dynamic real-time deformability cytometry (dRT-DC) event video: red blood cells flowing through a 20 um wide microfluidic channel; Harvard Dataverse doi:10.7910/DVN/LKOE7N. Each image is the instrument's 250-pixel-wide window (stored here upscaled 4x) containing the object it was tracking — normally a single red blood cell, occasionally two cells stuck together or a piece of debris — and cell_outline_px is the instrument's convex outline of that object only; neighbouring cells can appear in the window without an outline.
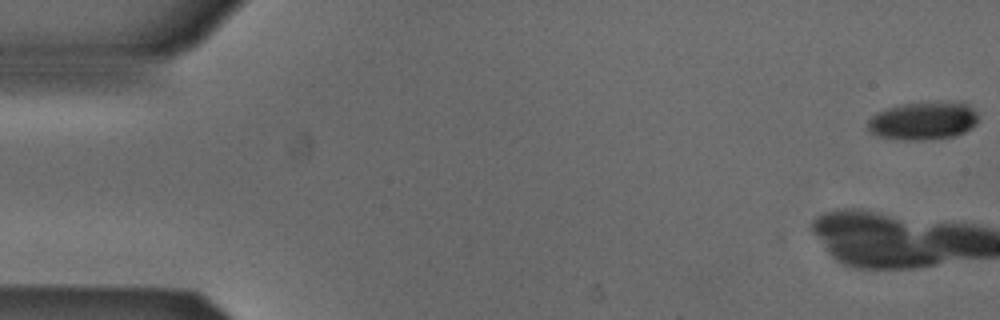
{"species": "Egyptian fruit bat (a non-hibernating species)", "species_latin": "Rousettus aegyptiacus", "temperature_condition": "cold", "stored_images_in_passage": 11, "camera_frame_rate_fps": 3000, "um_per_image_px": 0.085, "animal": {"sex": "male"}, "frame": {"image": 1, "passage_image": 1, "time_ms": 0.0, "image_size_px": [1000, 320], "cell_outline_px": [[976, 124], [972, 128], [964, 132], [952, 136], [920, 140], [904, 140], [880, 136], [868, 132], [868, 120], [876, 112], [900, 104], [940, 100], [968, 104], [976, 112]], "centroid_in_image_um": [78.45, 10.24], "position_along_channel_um": 6.5, "area_um2": 24.62}}